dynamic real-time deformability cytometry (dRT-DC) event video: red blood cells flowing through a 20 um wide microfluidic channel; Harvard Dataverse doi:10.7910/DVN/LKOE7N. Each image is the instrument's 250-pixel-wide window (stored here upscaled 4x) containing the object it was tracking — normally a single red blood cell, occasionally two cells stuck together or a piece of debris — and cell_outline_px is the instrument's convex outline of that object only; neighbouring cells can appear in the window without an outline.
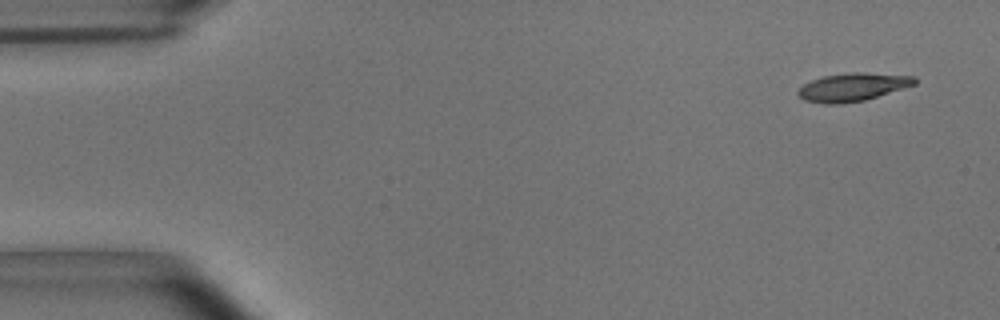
{"species": "common noctule bat (a hibernating species)", "species_latin": "Nyctalus noctula", "temperature_condition": "room temperature", "stored_images_in_passage": 51, "camera_frame_rate_fps": 3000, "um_per_image_px": 0.085, "animal": {"sex": "male", "body_mass_g": 15.6}, "frame": {"image": 1, "passage_image": 1, "time_ms": 0.0, "image_size_px": [1000, 320], "cell_outline_px": [[916, 84], [864, 100], [840, 104], [824, 104], [804, 100], [796, 92], [804, 84], [812, 80], [824, 76], [852, 72], [864, 72], [916, 76]], "centroid_in_image_um": [72.48, 7.4], "position_along_channel_um": 12.5, "area_um2": 18.96}}
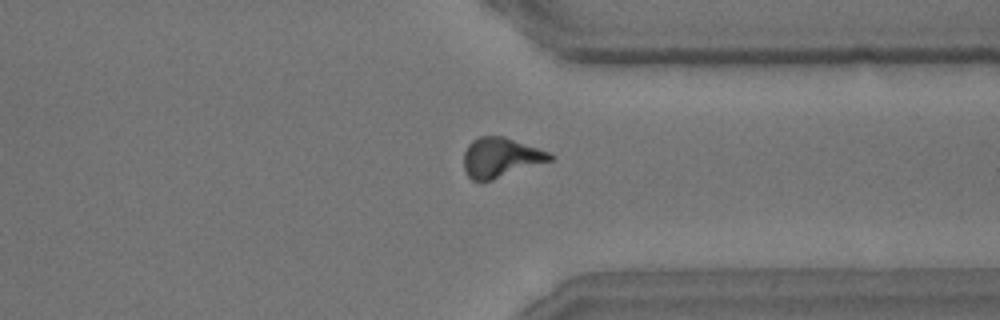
{"frame": {"image": 2, "passage_image": 39, "time_ms": 12.667, "image_size_px": [1000, 320], "cell_outline_px": [[556, 156], [552, 160], [492, 180], [472, 180], [468, 176], [464, 168], [464, 152], [468, 144], [472, 140], [480, 136], [504, 136], [548, 152]], "centroid_in_image_um": [42.54, 13.38], "position_along_channel_um": 368.9, "area_um2": 19.77}}
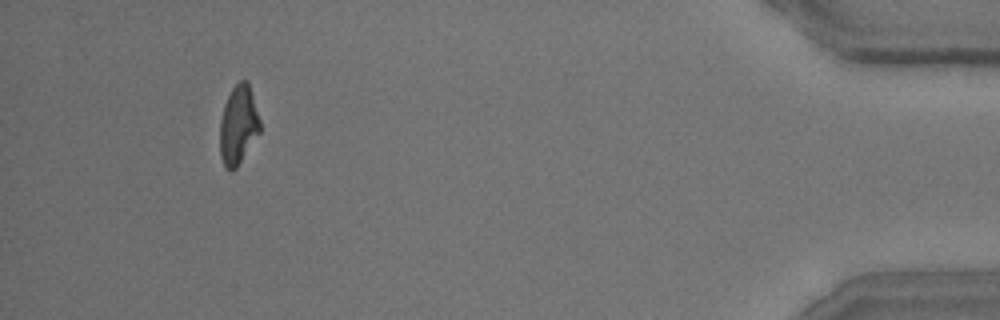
{"frame": {"image": 3, "passage_image": 48, "time_ms": 15.667, "image_size_px": [1000, 320], "cell_outline_px": [[260, 132], [236, 168], [232, 172], [228, 172], [220, 156], [220, 120], [224, 104], [232, 88], [240, 80], [248, 80], [260, 120]], "centroid_in_image_um": [20.25, 10.63], "position_along_channel_um": 415.0, "area_um2": 18.44}, "authors_computed_cell_mechanics": {"area_um2": 19.5364, "velocity_mm_per_s": 3.7039, "shape_relaxation_time_tau1_ms": 5.3101, "shape_relaxation_time_tau2_ms": 3.2863, "deformation_change_tau1": 0.2021, "deformation_change_tau2": 0.1065}}